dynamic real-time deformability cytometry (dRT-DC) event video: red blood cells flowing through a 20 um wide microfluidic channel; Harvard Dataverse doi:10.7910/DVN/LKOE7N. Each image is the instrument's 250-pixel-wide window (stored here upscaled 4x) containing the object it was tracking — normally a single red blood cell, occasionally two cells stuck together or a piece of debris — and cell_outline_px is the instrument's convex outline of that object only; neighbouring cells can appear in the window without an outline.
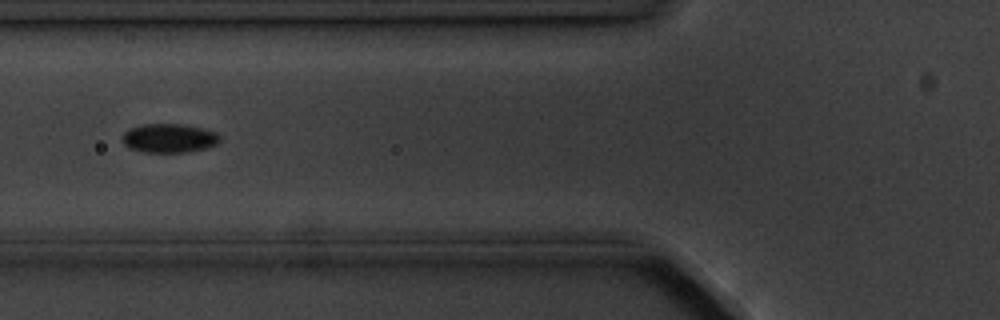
{"species": "common noctule bat (a hibernating species)", "species_latin": "Nyctalus noctula", "temperature_condition": "cold", "stored_images_in_passage": 7, "camera_frame_rate_fps": 3000, "um_per_image_px": 0.085, "animal": {"sex": "male", "body_mass_g": 20.1, "forearm_length_mm": 53.5}, "frame": {"image": 1, "passage_image": 5, "time_ms": 4.667, "image_size_px": [1000, 320], "cell_outline_px": [[220, 140], [216, 144], [208, 148], [188, 152], [144, 152], [128, 148], [120, 140], [120, 136], [124, 132], [132, 128], [144, 124], [184, 124], [204, 128], [216, 132], [220, 136]], "centroid_in_image_um": [14.37, 11.75], "position_along_channel_um": 111.4, "area_um2": 16.7}}